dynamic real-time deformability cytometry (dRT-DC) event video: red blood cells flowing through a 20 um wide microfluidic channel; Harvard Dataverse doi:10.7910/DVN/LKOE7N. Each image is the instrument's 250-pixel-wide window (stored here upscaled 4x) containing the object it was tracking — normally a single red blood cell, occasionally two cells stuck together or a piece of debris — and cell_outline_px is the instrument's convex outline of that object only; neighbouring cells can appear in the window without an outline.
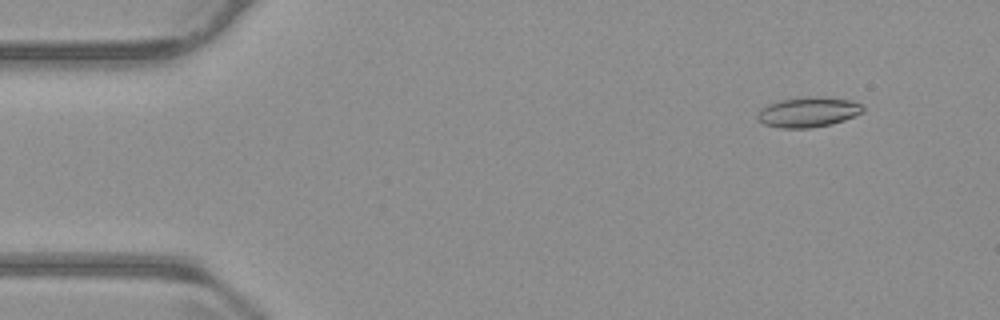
{"species": "common noctule bat (a hibernating species)", "species_latin": "Nyctalus noctula", "temperature_condition": "warm", "stored_images_in_passage": 52, "camera_frame_rate_fps": 3000, "um_per_image_px": 0.085, "animal": {"sex": "male", "body_mass_g": 23.1, "forearm_length_mm": 52.7}, "frame": {"image": 1, "passage_image": 2, "time_ms": 0.333, "image_size_px": [1000, 320], "cell_outline_px": [[864, 112], [856, 116], [832, 124], [812, 128], [780, 128], [764, 124], [756, 120], [756, 116], [760, 108], [764, 104], [780, 100], [804, 96], [816, 96], [848, 100], [860, 104], [864, 108]], "centroid_in_image_um": [68.64, 9.53], "position_along_channel_um": 16.4, "area_um2": 18.84}}
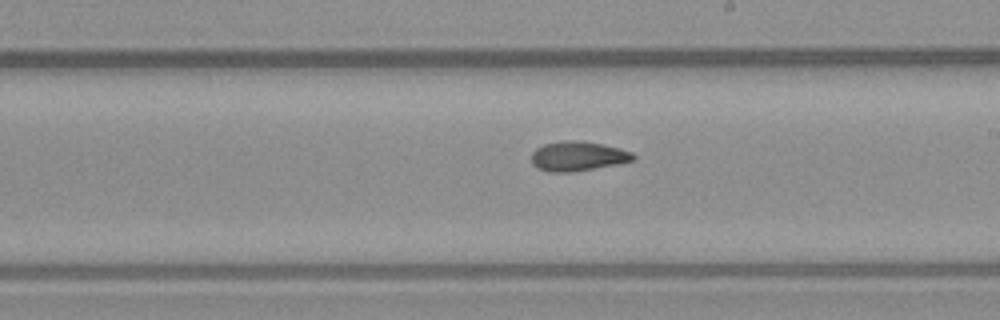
{"frame": {"image": 2, "passage_image": 28, "time_ms": 9.0, "image_size_px": [1000, 320], "cell_outline_px": [[636, 160], [616, 164], [572, 172], [548, 172], [536, 168], [532, 164], [532, 152], [536, 148], [544, 144], [560, 140], [580, 140], [620, 148], [632, 152], [636, 156]], "centroid_in_image_um": [49.1, 13.27], "position_along_channel_um": 239.9, "area_um2": 17.69}}
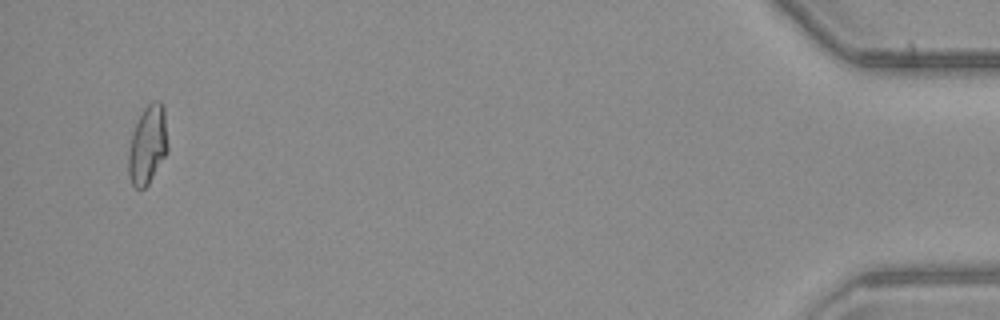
{"frame": {"image": 3, "passage_image": 50, "time_ms": 16.333, "image_size_px": [1000, 320], "cell_outline_px": [[168, 152], [148, 184], [144, 188], [136, 188], [132, 184], [128, 176], [128, 152], [132, 132], [144, 108], [152, 100], [160, 100], [164, 104], [168, 144]], "centroid_in_image_um": [12.56, 12.29], "position_along_channel_um": 422.6, "area_um2": 18.26}, "authors_computed_cell_mechanics": {"area_um2": 17.6579, "velocity_mm_per_s": 3.7292, "shape_relaxation_time_tau1_ms": 5.3605, "shape_relaxation_time_tau2_ms": 3.0746, "deformation_change_tau1": 0.163, "deformation_change_tau2": 0.0903}}